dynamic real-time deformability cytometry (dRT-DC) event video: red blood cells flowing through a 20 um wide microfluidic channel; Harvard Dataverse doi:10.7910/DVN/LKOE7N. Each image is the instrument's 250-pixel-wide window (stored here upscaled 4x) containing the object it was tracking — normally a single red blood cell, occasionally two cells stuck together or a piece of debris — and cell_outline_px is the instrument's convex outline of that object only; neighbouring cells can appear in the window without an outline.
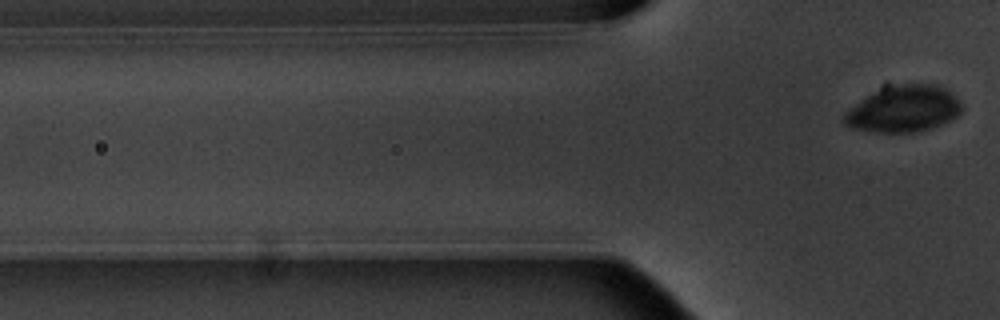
{"species": "common noctule bat (a hibernating species)", "species_latin": "Nyctalus noctula", "temperature_condition": "warm", "stored_images_in_passage": 7, "camera_frame_rate_fps": 3000, "um_per_image_px": 0.085, "animal": {"sex": "male", "body_mass_g": 20.1, "forearm_length_mm": 53.5}, "frame": {"image": 1, "passage_image": 7, "time_ms": 8.0, "image_size_px": [1000, 320], "cell_outline_px": [[964, 108], [956, 116], [932, 128], [920, 132], [872, 132], [852, 128], [844, 124], [840, 120], [844, 112], [884, 80], [936, 84], [944, 88], [960, 100], [964, 104]], "centroid_in_image_um": [76.73, 9.18], "position_along_channel_um": 49.1, "area_um2": 33.58}}